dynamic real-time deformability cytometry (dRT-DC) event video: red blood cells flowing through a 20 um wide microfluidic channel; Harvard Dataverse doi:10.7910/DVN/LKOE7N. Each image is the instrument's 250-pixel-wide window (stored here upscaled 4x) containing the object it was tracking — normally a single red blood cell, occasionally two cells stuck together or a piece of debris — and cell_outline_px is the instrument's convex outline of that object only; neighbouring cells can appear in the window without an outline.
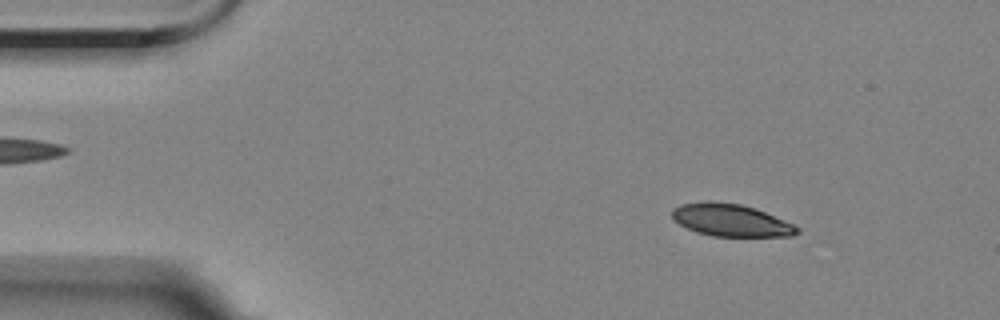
{"species": "Egyptian fruit bat (a non-hibernating species)", "species_latin": "Rousettus aegyptiacus", "temperature_condition": "room temperature", "stored_images_in_passage": 9, "camera_frame_rate_fps": 3000, "um_per_image_px": 0.085, "animal": {"sex": "female"}, "frame": {"image": 1, "passage_image": 2, "time_ms": 1.333, "image_size_px": [1000, 320], "cell_outline_px": [[800, 232], [792, 236], [712, 236], [696, 232], [680, 224], [672, 216], [672, 208], [680, 204], [704, 200], [708, 200], [740, 204], [756, 208], [784, 220], [800, 228]], "centroid_in_image_um": [62.11, 18.7], "position_along_channel_um": 22.9, "area_um2": 23.64}}
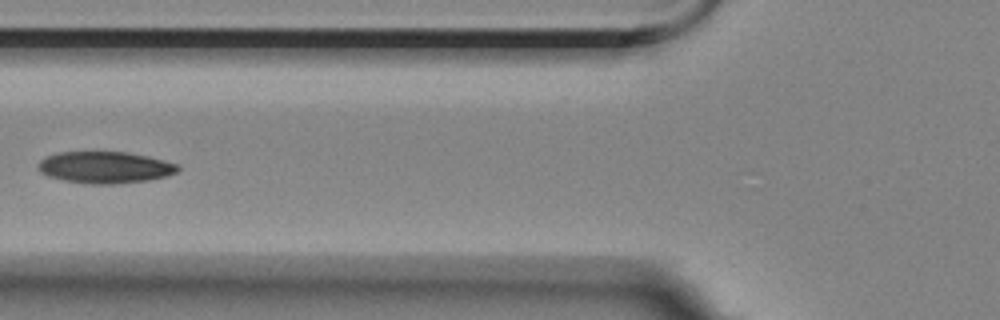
{"frame": {"image": 2, "passage_image": 6, "time_ms": 6.0, "image_size_px": [1000, 320], "cell_outline_px": [[180, 168], [176, 172], [164, 176], [148, 180], [112, 184], [88, 184], [64, 180], [48, 176], [40, 172], [36, 168], [36, 164], [44, 156], [56, 152], [128, 152], [148, 156], [180, 164]], "centroid_in_image_um": [8.88, 14.22], "position_along_channel_um": 116.9, "area_um2": 26.01}}
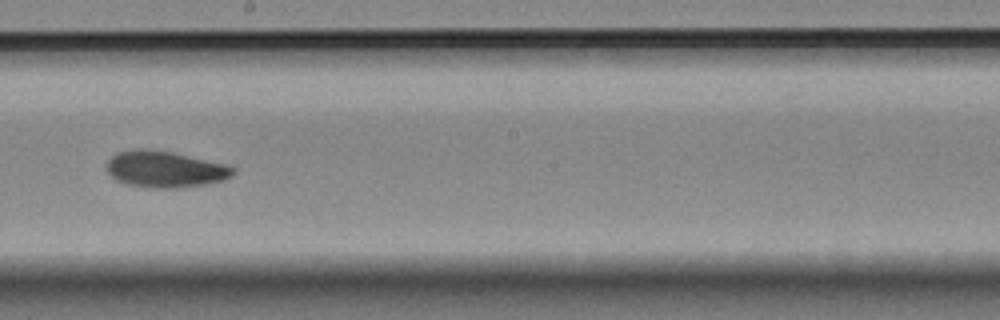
{"frame": {"image": 3, "passage_image": 9, "time_ms": 9.333, "image_size_px": [1000, 320], "cell_outline_px": [[236, 172], [232, 176], [224, 180], [208, 184], [176, 188], [160, 188], [124, 184], [116, 180], [104, 168], [104, 164], [116, 152], [140, 148], [144, 148], [172, 152], [228, 164], [236, 168]], "centroid_in_image_um": [14.04, 14.38], "position_along_channel_um": 234.2, "area_um2": 27.22}}